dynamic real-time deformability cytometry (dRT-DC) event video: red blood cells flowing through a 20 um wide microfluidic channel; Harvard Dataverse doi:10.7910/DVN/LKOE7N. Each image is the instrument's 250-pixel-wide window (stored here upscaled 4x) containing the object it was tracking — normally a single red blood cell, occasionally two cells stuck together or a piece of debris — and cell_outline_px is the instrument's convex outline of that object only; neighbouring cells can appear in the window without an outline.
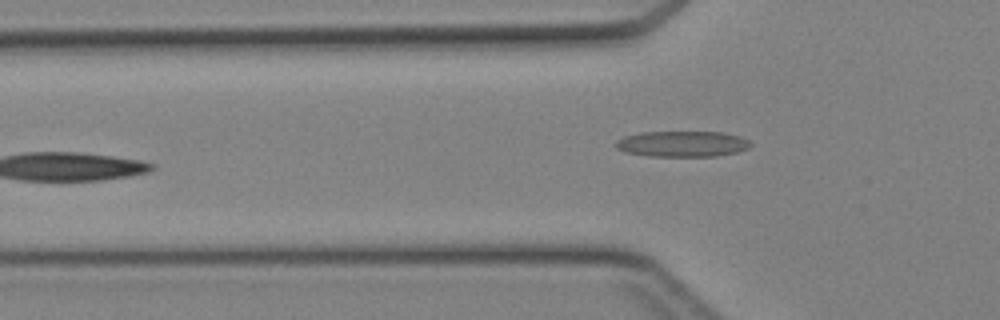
{"species": "Egyptian fruit bat (a non-hibernating species)", "species_latin": "Rousettus aegyptiacus", "temperature_condition": "cold", "stored_images_in_passage": 6, "camera_frame_rate_fps": 3000, "um_per_image_px": 0.085, "animal": {"sex": "female"}, "frame": {"image": 1, "passage_image": 5, "time_ms": 1.333, "image_size_px": [1000, 320], "cell_outline_px": [[752, 144], [748, 148], [736, 152], [716, 156], [648, 156], [624, 152], [616, 148], [616, 140], [624, 136], [640, 132], [720, 132], [740, 136], [748, 140]], "centroid_in_image_um": [57.97, 12.23], "position_along_channel_um": 67.8, "area_um2": 20.29}}
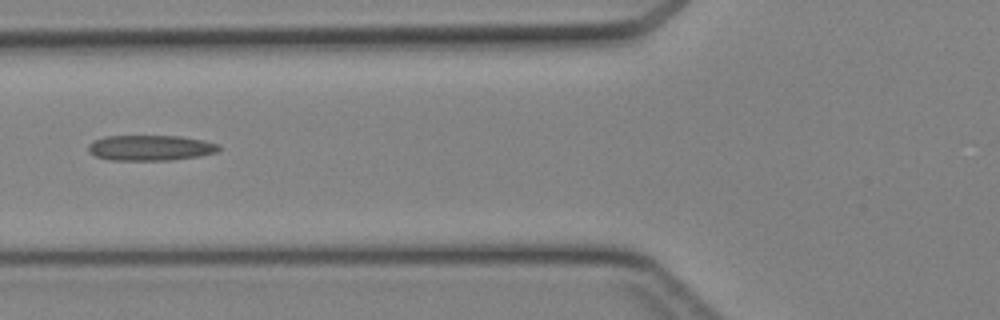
{"frame": {"image": 2, "passage_image": 6, "time_ms": 1.667, "image_size_px": [1000, 320], "cell_outline_px": [[220, 148], [216, 152], [200, 156], [172, 160], [108, 160], [96, 156], [88, 152], [88, 144], [92, 140], [104, 136], [180, 136], [204, 140], [220, 144]], "centroid_in_image_um": [12.77, 12.56], "position_along_channel_um": 113.0, "area_um2": 19.59}}